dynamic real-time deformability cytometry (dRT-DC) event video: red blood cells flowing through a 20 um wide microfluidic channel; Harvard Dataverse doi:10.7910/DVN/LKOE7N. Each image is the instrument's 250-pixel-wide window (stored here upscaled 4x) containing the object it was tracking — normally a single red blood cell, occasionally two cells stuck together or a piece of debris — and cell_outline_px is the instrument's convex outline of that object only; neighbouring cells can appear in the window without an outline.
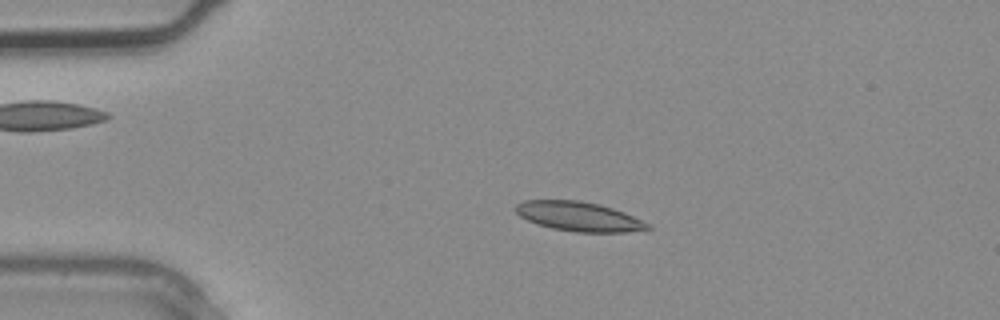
{"species": "common noctule bat (a hibernating species)", "species_latin": "Nyctalus noctula", "temperature_condition": "warm", "stored_images_in_passage": 2, "camera_frame_rate_fps": 3000, "um_per_image_px": 0.085, "animal": {"sex": "male", "body_mass_g": 20.4}, "frame": {"image": 1, "passage_image": 2, "time_ms": 0.333, "image_size_px": [1000, 320], "cell_outline_px": [[652, 228], [624, 232], [576, 232], [552, 228], [536, 224], [520, 216], [516, 212], [516, 204], [524, 200], [580, 200], [600, 204], [624, 212], [648, 224]], "centroid_in_image_um": [49.16, 18.39], "position_along_channel_um": 35.8, "area_um2": 22.43}}